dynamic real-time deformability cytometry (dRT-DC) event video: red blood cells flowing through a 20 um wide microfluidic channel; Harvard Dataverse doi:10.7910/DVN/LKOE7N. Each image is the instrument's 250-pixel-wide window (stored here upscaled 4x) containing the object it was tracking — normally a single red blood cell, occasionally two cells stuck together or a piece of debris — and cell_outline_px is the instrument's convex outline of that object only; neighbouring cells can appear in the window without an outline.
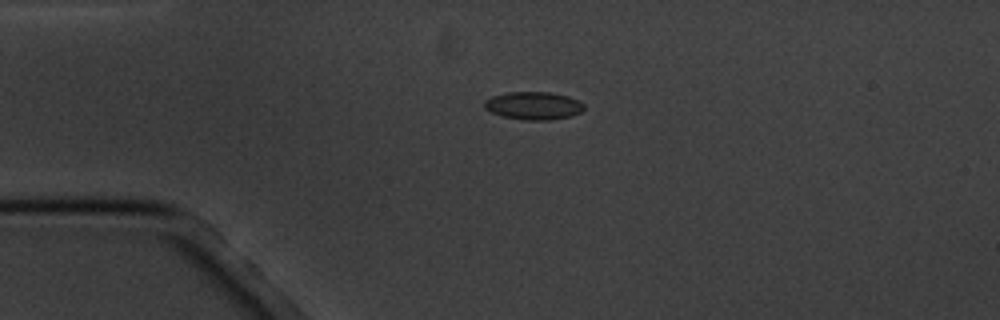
{"species": "common noctule bat (a hibernating species)", "species_latin": "Nyctalus noctula", "temperature_condition": "cold", "stored_images_in_passage": 5, "camera_frame_rate_fps": 3000, "um_per_image_px": 0.085, "animal": {"sex": "male", "body_mass_g": 20.1, "forearm_length_mm": 53.5}, "frame": {"image": 1, "passage_image": 4, "time_ms": 3.667, "image_size_px": [1000, 320], "cell_outline_px": [[584, 108], [580, 112], [572, 116], [548, 120], [524, 120], [500, 116], [484, 108], [484, 100], [492, 96], [508, 92], [548, 92], [568, 96], [584, 104]], "centroid_in_image_um": [45.32, 8.98], "position_along_channel_um": 39.7, "area_um2": 16.18}}